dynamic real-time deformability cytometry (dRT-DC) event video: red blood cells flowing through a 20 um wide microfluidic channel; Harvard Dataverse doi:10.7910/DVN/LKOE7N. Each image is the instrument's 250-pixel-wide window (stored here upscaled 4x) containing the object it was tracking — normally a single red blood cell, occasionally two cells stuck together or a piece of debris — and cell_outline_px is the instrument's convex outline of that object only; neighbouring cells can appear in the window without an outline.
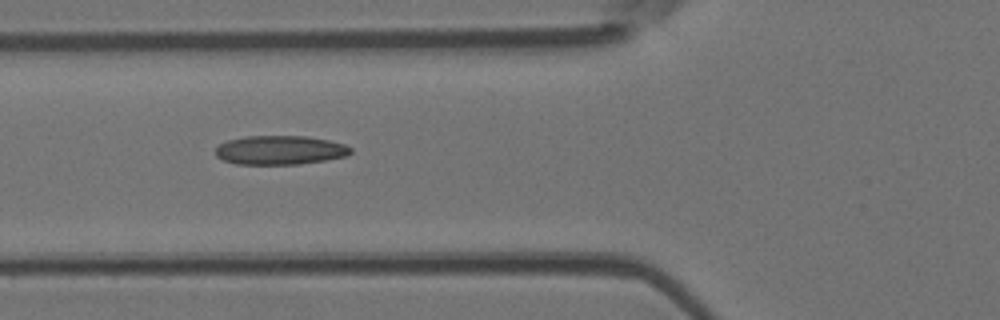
{"species": "Egyptian fruit bat (a non-hibernating species)", "species_latin": "Rousettus aegyptiacus", "temperature_condition": "room temperature", "stored_images_in_passage": 8, "camera_frame_rate_fps": 3000, "um_per_image_px": 0.085, "animal": {"sex": "female"}, "frame": {"image": 1, "passage_image": 4, "time_ms": 4.333, "image_size_px": [1000, 320], "cell_outline_px": [[352, 152], [348, 156], [300, 164], [236, 164], [224, 160], [216, 156], [216, 148], [220, 144], [228, 140], [248, 136], [308, 136], [328, 140], [344, 144], [352, 148]], "centroid_in_image_um": [23.83, 12.76], "position_along_channel_um": 102.0, "area_um2": 22.83}}
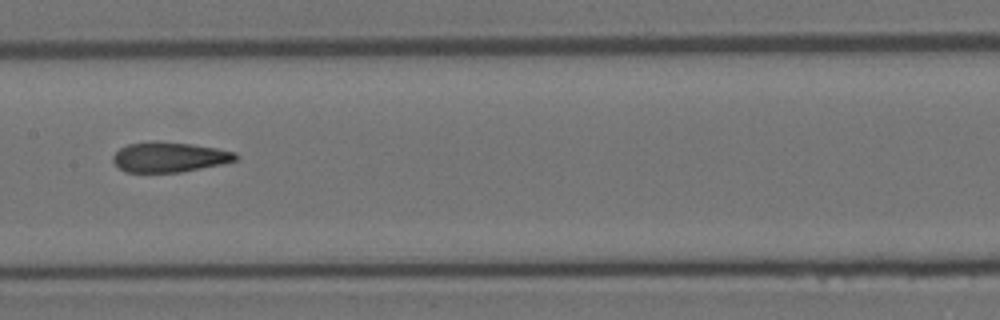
{"frame": {"image": 2, "passage_image": 6, "time_ms": 6.667, "image_size_px": [1000, 320], "cell_outline_px": [[240, 156], [236, 160], [224, 164], [180, 172], [124, 172], [112, 160], [112, 156], [120, 148], [128, 144], [156, 140], [192, 144], [216, 148], [236, 152]], "centroid_in_image_um": [14.42, 13.34], "position_along_channel_um": 193.0, "area_um2": 21.68}}
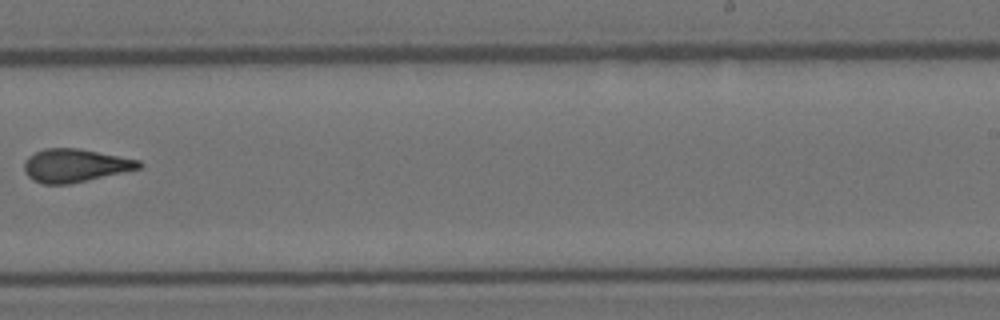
{"frame": {"image": 3, "passage_image": 8, "time_ms": 9.0, "image_size_px": [1000, 320], "cell_outline_px": [[144, 164], [140, 168], [68, 184], [44, 184], [32, 180], [24, 172], [24, 160], [28, 156], [44, 148], [80, 148], [140, 160]], "centroid_in_image_um": [6.35, 14.05], "position_along_channel_um": 282.7, "area_um2": 22.14}}